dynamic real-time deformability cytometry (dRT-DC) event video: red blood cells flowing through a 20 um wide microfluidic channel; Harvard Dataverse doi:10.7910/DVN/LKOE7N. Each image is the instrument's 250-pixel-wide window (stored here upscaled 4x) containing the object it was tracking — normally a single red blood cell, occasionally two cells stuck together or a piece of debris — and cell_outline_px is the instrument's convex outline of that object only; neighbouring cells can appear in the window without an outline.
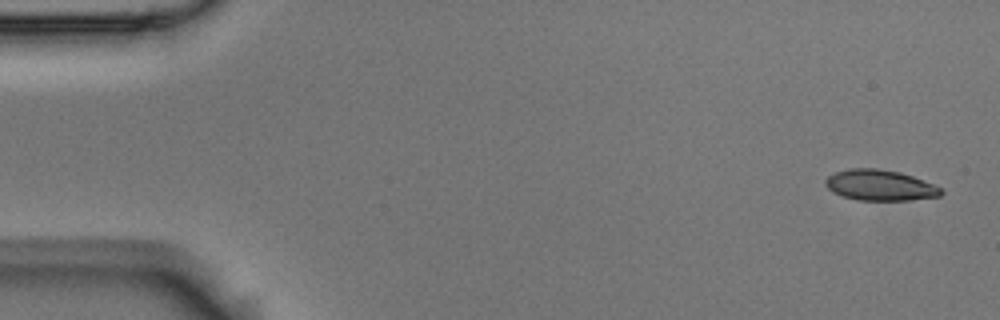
{"species": "Egyptian fruit bat (a non-hibernating species)", "species_latin": "Rousettus aegyptiacus", "temperature_condition": "room temperature", "stored_images_in_passage": 14, "camera_frame_rate_fps": 3000, "um_per_image_px": 0.085, "animal": {"sex": "male"}, "frame": {"image": 1, "passage_image": 1, "time_ms": 0.0, "image_size_px": [1000, 320], "cell_outline_px": [[944, 192], [940, 196], [908, 200], [856, 200], [832, 192], [824, 184], [824, 180], [828, 176], [836, 172], [848, 168], [876, 168], [900, 172], [924, 180], [944, 188]], "centroid_in_image_um": [74.81, 15.74], "position_along_channel_um": 10.2, "area_um2": 20.87}}